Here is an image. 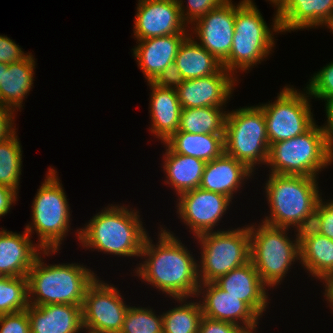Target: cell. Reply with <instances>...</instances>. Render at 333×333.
Wrapping results in <instances>:
<instances>
[{"mask_svg":"<svg viewBox=\"0 0 333 333\" xmlns=\"http://www.w3.org/2000/svg\"><path fill=\"white\" fill-rule=\"evenodd\" d=\"M160 229L157 245L149 235L146 238L140 255L146 259L139 263L136 276L182 304L187 298L198 297V263L178 237Z\"/></svg>","mask_w":333,"mask_h":333,"instance_id":"obj_1","label":"cell"},{"mask_svg":"<svg viewBox=\"0 0 333 333\" xmlns=\"http://www.w3.org/2000/svg\"><path fill=\"white\" fill-rule=\"evenodd\" d=\"M77 230L80 243L88 249L119 256H139L148 237L137 210L113 206L97 213Z\"/></svg>","mask_w":333,"mask_h":333,"instance_id":"obj_2","label":"cell"},{"mask_svg":"<svg viewBox=\"0 0 333 333\" xmlns=\"http://www.w3.org/2000/svg\"><path fill=\"white\" fill-rule=\"evenodd\" d=\"M41 257L37 256L27 275L29 305L82 306L87 287L97 277L93 271L75 263L46 265Z\"/></svg>","mask_w":333,"mask_h":333,"instance_id":"obj_3","label":"cell"},{"mask_svg":"<svg viewBox=\"0 0 333 333\" xmlns=\"http://www.w3.org/2000/svg\"><path fill=\"white\" fill-rule=\"evenodd\" d=\"M317 183L316 177L271 173L265 186L271 214L262 222L276 227H296L322 198Z\"/></svg>","mask_w":333,"mask_h":333,"instance_id":"obj_4","label":"cell"},{"mask_svg":"<svg viewBox=\"0 0 333 333\" xmlns=\"http://www.w3.org/2000/svg\"><path fill=\"white\" fill-rule=\"evenodd\" d=\"M332 162L322 126L315 123L301 135L271 144L267 165L273 174L317 178V172Z\"/></svg>","mask_w":333,"mask_h":333,"instance_id":"obj_5","label":"cell"},{"mask_svg":"<svg viewBox=\"0 0 333 333\" xmlns=\"http://www.w3.org/2000/svg\"><path fill=\"white\" fill-rule=\"evenodd\" d=\"M48 170L45 181L39 186L33 199L32 223L25 227L30 235L34 230L38 233V246L46 256L55 254L60 249L59 246L69 231L71 215L57 171L53 168Z\"/></svg>","mask_w":333,"mask_h":333,"instance_id":"obj_6","label":"cell"},{"mask_svg":"<svg viewBox=\"0 0 333 333\" xmlns=\"http://www.w3.org/2000/svg\"><path fill=\"white\" fill-rule=\"evenodd\" d=\"M254 4L252 0H244L236 9L232 47L222 63L232 75L261 63L275 45L273 32Z\"/></svg>","mask_w":333,"mask_h":333,"instance_id":"obj_7","label":"cell"},{"mask_svg":"<svg viewBox=\"0 0 333 333\" xmlns=\"http://www.w3.org/2000/svg\"><path fill=\"white\" fill-rule=\"evenodd\" d=\"M255 227L249 225L250 261L261 280L271 288L281 283L291 269L289 267L300 259V249L297 241H292L287 236L289 228L271 226L264 222L258 228Z\"/></svg>","mask_w":333,"mask_h":333,"instance_id":"obj_8","label":"cell"},{"mask_svg":"<svg viewBox=\"0 0 333 333\" xmlns=\"http://www.w3.org/2000/svg\"><path fill=\"white\" fill-rule=\"evenodd\" d=\"M224 144L225 153L252 172L256 164H267L270 143L263 109L250 106L227 112Z\"/></svg>","mask_w":333,"mask_h":333,"instance_id":"obj_9","label":"cell"},{"mask_svg":"<svg viewBox=\"0 0 333 333\" xmlns=\"http://www.w3.org/2000/svg\"><path fill=\"white\" fill-rule=\"evenodd\" d=\"M201 246L198 264L200 283L214 282L220 276L250 261L249 226L217 232H205L196 236Z\"/></svg>","mask_w":333,"mask_h":333,"instance_id":"obj_10","label":"cell"},{"mask_svg":"<svg viewBox=\"0 0 333 333\" xmlns=\"http://www.w3.org/2000/svg\"><path fill=\"white\" fill-rule=\"evenodd\" d=\"M279 93L275 102L259 105L270 145L301 135L315 124L307 90L305 94L285 86Z\"/></svg>","mask_w":333,"mask_h":333,"instance_id":"obj_11","label":"cell"},{"mask_svg":"<svg viewBox=\"0 0 333 333\" xmlns=\"http://www.w3.org/2000/svg\"><path fill=\"white\" fill-rule=\"evenodd\" d=\"M126 305L117 288L98 277L87 287L82 304L83 329L87 333H120Z\"/></svg>","mask_w":333,"mask_h":333,"instance_id":"obj_12","label":"cell"},{"mask_svg":"<svg viewBox=\"0 0 333 333\" xmlns=\"http://www.w3.org/2000/svg\"><path fill=\"white\" fill-rule=\"evenodd\" d=\"M178 200L177 213L195 237L213 232L231 201L227 196L201 188L179 195Z\"/></svg>","mask_w":333,"mask_h":333,"instance_id":"obj_13","label":"cell"},{"mask_svg":"<svg viewBox=\"0 0 333 333\" xmlns=\"http://www.w3.org/2000/svg\"><path fill=\"white\" fill-rule=\"evenodd\" d=\"M134 36L144 40L172 34H187L178 0H139Z\"/></svg>","mask_w":333,"mask_h":333,"instance_id":"obj_14","label":"cell"},{"mask_svg":"<svg viewBox=\"0 0 333 333\" xmlns=\"http://www.w3.org/2000/svg\"><path fill=\"white\" fill-rule=\"evenodd\" d=\"M244 2L234 5L228 0L194 23L195 37L200 40L199 44L209 51L218 61L223 63L229 56L234 36V24L236 9ZM196 23V24H195Z\"/></svg>","mask_w":333,"mask_h":333,"instance_id":"obj_15","label":"cell"},{"mask_svg":"<svg viewBox=\"0 0 333 333\" xmlns=\"http://www.w3.org/2000/svg\"><path fill=\"white\" fill-rule=\"evenodd\" d=\"M200 293L203 294V301L199 302H202L200 305L204 317L233 323L247 333L256 332L254 329L258 326L260 316L247 303L228 294L215 282L200 283L197 295Z\"/></svg>","mask_w":333,"mask_h":333,"instance_id":"obj_16","label":"cell"},{"mask_svg":"<svg viewBox=\"0 0 333 333\" xmlns=\"http://www.w3.org/2000/svg\"><path fill=\"white\" fill-rule=\"evenodd\" d=\"M236 81L224 67L213 75L185 80L176 89L181 108L223 107Z\"/></svg>","mask_w":333,"mask_h":333,"instance_id":"obj_17","label":"cell"},{"mask_svg":"<svg viewBox=\"0 0 333 333\" xmlns=\"http://www.w3.org/2000/svg\"><path fill=\"white\" fill-rule=\"evenodd\" d=\"M276 11L272 31L277 33L333 22V0H285Z\"/></svg>","mask_w":333,"mask_h":333,"instance_id":"obj_18","label":"cell"},{"mask_svg":"<svg viewBox=\"0 0 333 333\" xmlns=\"http://www.w3.org/2000/svg\"><path fill=\"white\" fill-rule=\"evenodd\" d=\"M189 34H172L138 40L133 54L147 82H153L159 74L174 63L179 47Z\"/></svg>","mask_w":333,"mask_h":333,"instance_id":"obj_19","label":"cell"},{"mask_svg":"<svg viewBox=\"0 0 333 333\" xmlns=\"http://www.w3.org/2000/svg\"><path fill=\"white\" fill-rule=\"evenodd\" d=\"M214 282L228 294L247 303L259 316L262 317L263 311H266L267 285L261 280L251 261L220 276Z\"/></svg>","mask_w":333,"mask_h":333,"instance_id":"obj_20","label":"cell"},{"mask_svg":"<svg viewBox=\"0 0 333 333\" xmlns=\"http://www.w3.org/2000/svg\"><path fill=\"white\" fill-rule=\"evenodd\" d=\"M0 231V274L3 277L27 276L43 249L32 244L30 234ZM41 250L40 252H38Z\"/></svg>","mask_w":333,"mask_h":333,"instance_id":"obj_21","label":"cell"},{"mask_svg":"<svg viewBox=\"0 0 333 333\" xmlns=\"http://www.w3.org/2000/svg\"><path fill=\"white\" fill-rule=\"evenodd\" d=\"M31 333H79L83 330L82 306L72 304L29 305Z\"/></svg>","mask_w":333,"mask_h":333,"instance_id":"obj_22","label":"cell"},{"mask_svg":"<svg viewBox=\"0 0 333 333\" xmlns=\"http://www.w3.org/2000/svg\"><path fill=\"white\" fill-rule=\"evenodd\" d=\"M252 171L242 162L225 152L218 158L206 162L199 188L233 199L244 179L251 178Z\"/></svg>","mask_w":333,"mask_h":333,"instance_id":"obj_23","label":"cell"},{"mask_svg":"<svg viewBox=\"0 0 333 333\" xmlns=\"http://www.w3.org/2000/svg\"><path fill=\"white\" fill-rule=\"evenodd\" d=\"M150 94L151 132L163 143L175 132L180 125L181 105L176 89L161 88L153 82H147Z\"/></svg>","mask_w":333,"mask_h":333,"instance_id":"obj_24","label":"cell"},{"mask_svg":"<svg viewBox=\"0 0 333 333\" xmlns=\"http://www.w3.org/2000/svg\"><path fill=\"white\" fill-rule=\"evenodd\" d=\"M35 58L31 53L24 59L8 64L3 70L2 83H0V105L15 111L20 110L25 96L32 89L35 70Z\"/></svg>","mask_w":333,"mask_h":333,"instance_id":"obj_25","label":"cell"},{"mask_svg":"<svg viewBox=\"0 0 333 333\" xmlns=\"http://www.w3.org/2000/svg\"><path fill=\"white\" fill-rule=\"evenodd\" d=\"M164 156L165 184H169L181 195L199 188L206 162L199 158L174 153L167 145Z\"/></svg>","mask_w":333,"mask_h":333,"instance_id":"obj_26","label":"cell"},{"mask_svg":"<svg viewBox=\"0 0 333 333\" xmlns=\"http://www.w3.org/2000/svg\"><path fill=\"white\" fill-rule=\"evenodd\" d=\"M225 134L173 133L164 144L174 153L188 155L209 162L225 152Z\"/></svg>","mask_w":333,"mask_h":333,"instance_id":"obj_27","label":"cell"},{"mask_svg":"<svg viewBox=\"0 0 333 333\" xmlns=\"http://www.w3.org/2000/svg\"><path fill=\"white\" fill-rule=\"evenodd\" d=\"M174 64L185 80L213 75L223 67L191 34L180 45Z\"/></svg>","mask_w":333,"mask_h":333,"instance_id":"obj_28","label":"cell"},{"mask_svg":"<svg viewBox=\"0 0 333 333\" xmlns=\"http://www.w3.org/2000/svg\"><path fill=\"white\" fill-rule=\"evenodd\" d=\"M299 249V260L313 277L322 281L333 273V240L319 234L304 242Z\"/></svg>","mask_w":333,"mask_h":333,"instance_id":"obj_29","label":"cell"},{"mask_svg":"<svg viewBox=\"0 0 333 333\" xmlns=\"http://www.w3.org/2000/svg\"><path fill=\"white\" fill-rule=\"evenodd\" d=\"M226 112H223V107L181 109L178 131L191 134H225Z\"/></svg>","mask_w":333,"mask_h":333,"instance_id":"obj_30","label":"cell"},{"mask_svg":"<svg viewBox=\"0 0 333 333\" xmlns=\"http://www.w3.org/2000/svg\"><path fill=\"white\" fill-rule=\"evenodd\" d=\"M16 131L0 141V184L18 192L22 166V149Z\"/></svg>","mask_w":333,"mask_h":333,"instance_id":"obj_31","label":"cell"},{"mask_svg":"<svg viewBox=\"0 0 333 333\" xmlns=\"http://www.w3.org/2000/svg\"><path fill=\"white\" fill-rule=\"evenodd\" d=\"M163 333H198L203 317L200 302H185L162 314Z\"/></svg>","mask_w":333,"mask_h":333,"instance_id":"obj_32","label":"cell"},{"mask_svg":"<svg viewBox=\"0 0 333 333\" xmlns=\"http://www.w3.org/2000/svg\"><path fill=\"white\" fill-rule=\"evenodd\" d=\"M28 307L27 276L3 277L0 280V315L17 313Z\"/></svg>","mask_w":333,"mask_h":333,"instance_id":"obj_33","label":"cell"},{"mask_svg":"<svg viewBox=\"0 0 333 333\" xmlns=\"http://www.w3.org/2000/svg\"><path fill=\"white\" fill-rule=\"evenodd\" d=\"M120 333H163V316L152 309L130 306Z\"/></svg>","mask_w":333,"mask_h":333,"instance_id":"obj_34","label":"cell"},{"mask_svg":"<svg viewBox=\"0 0 333 333\" xmlns=\"http://www.w3.org/2000/svg\"><path fill=\"white\" fill-rule=\"evenodd\" d=\"M306 86L309 96L319 100L330 101L333 99V61L323 67L311 77Z\"/></svg>","mask_w":333,"mask_h":333,"instance_id":"obj_35","label":"cell"},{"mask_svg":"<svg viewBox=\"0 0 333 333\" xmlns=\"http://www.w3.org/2000/svg\"><path fill=\"white\" fill-rule=\"evenodd\" d=\"M188 5L184 9L183 1L178 0L180 11L184 22L194 23L205 16L209 11L224 5L228 0H187Z\"/></svg>","mask_w":333,"mask_h":333,"instance_id":"obj_36","label":"cell"},{"mask_svg":"<svg viewBox=\"0 0 333 333\" xmlns=\"http://www.w3.org/2000/svg\"><path fill=\"white\" fill-rule=\"evenodd\" d=\"M322 213L316 207L311 213H308L305 218L295 227L297 234L295 240L300 247L304 242L321 234L322 230Z\"/></svg>","mask_w":333,"mask_h":333,"instance_id":"obj_37","label":"cell"},{"mask_svg":"<svg viewBox=\"0 0 333 333\" xmlns=\"http://www.w3.org/2000/svg\"><path fill=\"white\" fill-rule=\"evenodd\" d=\"M0 333H31L27 310L0 315Z\"/></svg>","mask_w":333,"mask_h":333,"instance_id":"obj_38","label":"cell"},{"mask_svg":"<svg viewBox=\"0 0 333 333\" xmlns=\"http://www.w3.org/2000/svg\"><path fill=\"white\" fill-rule=\"evenodd\" d=\"M28 54L24 53L22 49L12 39L5 35H0V62L5 64L16 63L24 59Z\"/></svg>","mask_w":333,"mask_h":333,"instance_id":"obj_39","label":"cell"},{"mask_svg":"<svg viewBox=\"0 0 333 333\" xmlns=\"http://www.w3.org/2000/svg\"><path fill=\"white\" fill-rule=\"evenodd\" d=\"M198 333H247L241 327L225 321L202 317Z\"/></svg>","mask_w":333,"mask_h":333,"instance_id":"obj_40","label":"cell"},{"mask_svg":"<svg viewBox=\"0 0 333 333\" xmlns=\"http://www.w3.org/2000/svg\"><path fill=\"white\" fill-rule=\"evenodd\" d=\"M182 73L178 67L173 63L164 69L159 76L153 81L154 84L161 88H173L177 89L184 83Z\"/></svg>","mask_w":333,"mask_h":333,"instance_id":"obj_41","label":"cell"},{"mask_svg":"<svg viewBox=\"0 0 333 333\" xmlns=\"http://www.w3.org/2000/svg\"><path fill=\"white\" fill-rule=\"evenodd\" d=\"M317 207L322 213L321 235L333 240V200L327 203L320 199Z\"/></svg>","mask_w":333,"mask_h":333,"instance_id":"obj_42","label":"cell"},{"mask_svg":"<svg viewBox=\"0 0 333 333\" xmlns=\"http://www.w3.org/2000/svg\"><path fill=\"white\" fill-rule=\"evenodd\" d=\"M13 114V110L0 105V141L8 138L16 131V129L13 128Z\"/></svg>","mask_w":333,"mask_h":333,"instance_id":"obj_43","label":"cell"},{"mask_svg":"<svg viewBox=\"0 0 333 333\" xmlns=\"http://www.w3.org/2000/svg\"><path fill=\"white\" fill-rule=\"evenodd\" d=\"M17 194L13 189L0 184V217L10 211L12 204L17 200Z\"/></svg>","mask_w":333,"mask_h":333,"instance_id":"obj_44","label":"cell"},{"mask_svg":"<svg viewBox=\"0 0 333 333\" xmlns=\"http://www.w3.org/2000/svg\"><path fill=\"white\" fill-rule=\"evenodd\" d=\"M327 123L322 126L328 148L333 152V99L325 102Z\"/></svg>","mask_w":333,"mask_h":333,"instance_id":"obj_45","label":"cell"},{"mask_svg":"<svg viewBox=\"0 0 333 333\" xmlns=\"http://www.w3.org/2000/svg\"><path fill=\"white\" fill-rule=\"evenodd\" d=\"M325 284V293L324 295L326 296V299L330 303V306L333 310V273L328 275L324 280Z\"/></svg>","mask_w":333,"mask_h":333,"instance_id":"obj_46","label":"cell"},{"mask_svg":"<svg viewBox=\"0 0 333 333\" xmlns=\"http://www.w3.org/2000/svg\"><path fill=\"white\" fill-rule=\"evenodd\" d=\"M8 64L0 62V83H2L3 70L7 69Z\"/></svg>","mask_w":333,"mask_h":333,"instance_id":"obj_47","label":"cell"},{"mask_svg":"<svg viewBox=\"0 0 333 333\" xmlns=\"http://www.w3.org/2000/svg\"><path fill=\"white\" fill-rule=\"evenodd\" d=\"M268 1H270L273 5H275L277 7L276 9H278L285 0H268Z\"/></svg>","mask_w":333,"mask_h":333,"instance_id":"obj_48","label":"cell"},{"mask_svg":"<svg viewBox=\"0 0 333 333\" xmlns=\"http://www.w3.org/2000/svg\"><path fill=\"white\" fill-rule=\"evenodd\" d=\"M327 28H329L330 30H332V33H333V22Z\"/></svg>","mask_w":333,"mask_h":333,"instance_id":"obj_49","label":"cell"}]
</instances>
